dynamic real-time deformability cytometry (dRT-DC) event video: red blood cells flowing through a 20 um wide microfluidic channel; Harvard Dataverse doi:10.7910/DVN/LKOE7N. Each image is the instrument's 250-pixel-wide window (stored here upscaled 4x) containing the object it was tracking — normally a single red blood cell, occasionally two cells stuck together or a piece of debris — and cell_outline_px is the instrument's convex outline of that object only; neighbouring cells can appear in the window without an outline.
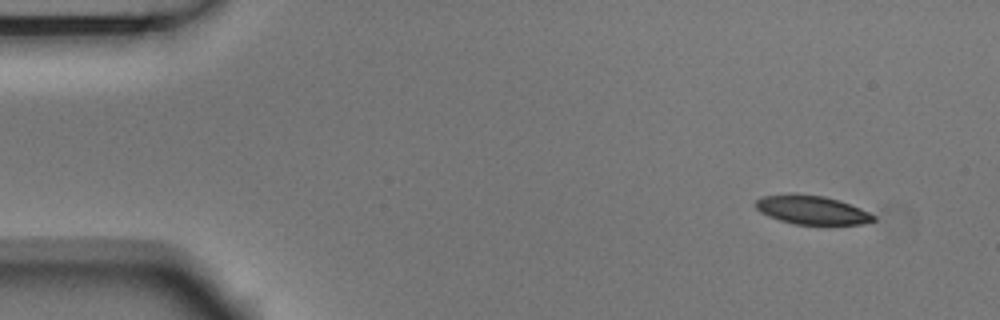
{"species": "Egyptian fruit bat (a non-hibernating species)", "species_latin": "Rousettus aegyptiacus", "temperature_condition": "room temperature", "stored_images_in_passage": 4, "camera_frame_rate_fps": 3000, "um_per_image_px": 0.085, "animal": {"sex": "male"}, "frame": {"image": 1, "passage_image": 1, "time_ms": 0.0, "image_size_px": [1000, 320], "cell_outline_px": [[876, 220], [864, 224], [796, 224], [780, 220], [768, 216], [760, 212], [756, 208], [756, 200], [764, 196], [824, 196], [860, 208], [876, 216]], "centroid_in_image_um": [69.06, 17.89], "position_along_channel_um": 15.9, "area_um2": 18.84}}
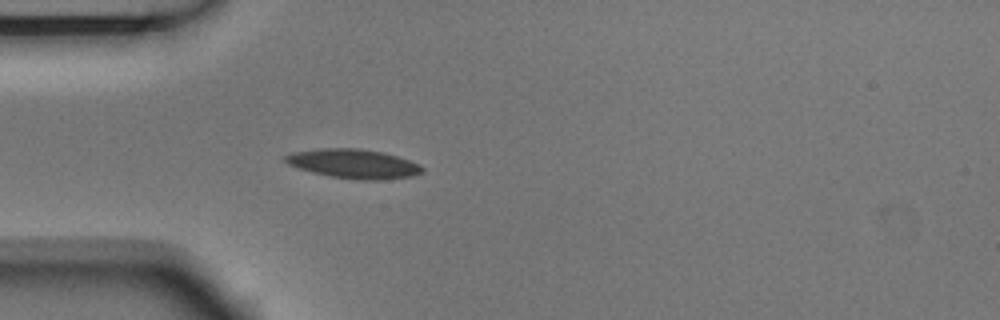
{"frame": {"image": 2, "passage_image": 4, "time_ms": 1.0, "image_size_px": [1000, 320], "cell_outline_px": [[424, 172], [412, 176], [380, 180], [360, 180], [332, 176], [312, 172], [288, 164], [284, 160], [284, 156], [292, 152], [320, 148], [360, 148], [384, 152], [420, 164], [424, 168]], "centroid_in_image_um": [30.08, 13.91], "position_along_channel_um": 54.9, "area_um2": 23.29}}